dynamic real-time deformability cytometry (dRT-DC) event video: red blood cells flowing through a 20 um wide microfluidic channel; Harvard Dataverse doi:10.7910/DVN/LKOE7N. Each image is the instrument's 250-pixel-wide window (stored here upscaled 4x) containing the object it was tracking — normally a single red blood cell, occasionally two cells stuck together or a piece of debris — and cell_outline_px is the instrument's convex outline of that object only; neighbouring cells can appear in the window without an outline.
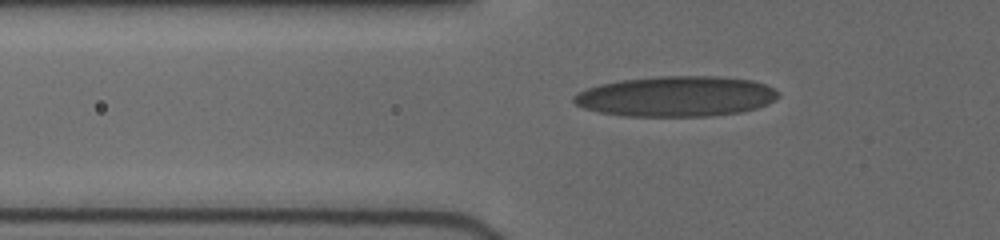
{"species": "human", "species_latin": "Homo sapiens", "temperature_condition": "cold", "stored_images_in_passage": 26, "camera_frame_rate_fps": 3000, "um_per_image_px": 0.085, "donor": {"sex": "female"}, "frame": {"image": 1, "passage_image": 11, "time_ms": 3.333, "image_size_px": [1000, 240], "cell_outline_px": [[780, 96], [756, 108], [740, 112], [708, 116], [624, 116], [600, 112], [584, 108], [576, 104], [572, 100], [572, 96], [588, 88], [600, 84], [620, 80], [660, 76], [716, 76], [752, 80], [764, 84], [780, 92]], "centroid_in_image_um": [57.46, 8.19], "position_along_channel_um": 68.3, "area_um2": 47.92}}
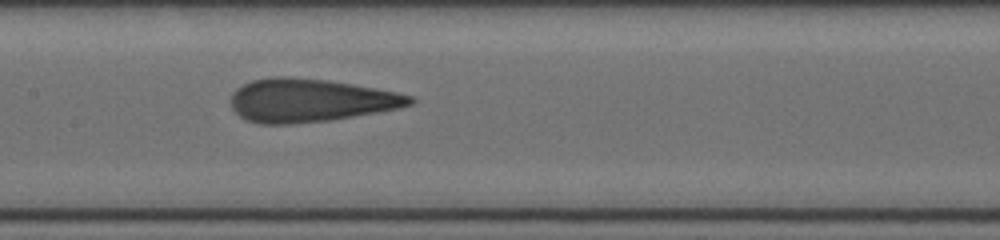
{"frame": {"image": 2, "passage_image": 20, "time_ms": 6.333, "image_size_px": [1000, 240], "cell_outline_px": [[416, 100], [412, 104], [396, 108], [376, 112], [332, 120], [288, 124], [260, 124], [248, 120], [240, 116], [232, 108], [232, 92], [236, 88], [252, 80], [276, 76], [288, 76], [328, 80], [376, 88], [396, 92], [412, 96]], "centroid_in_image_um": [26.35, 8.52], "position_along_channel_um": 181.1, "area_um2": 44.91}}
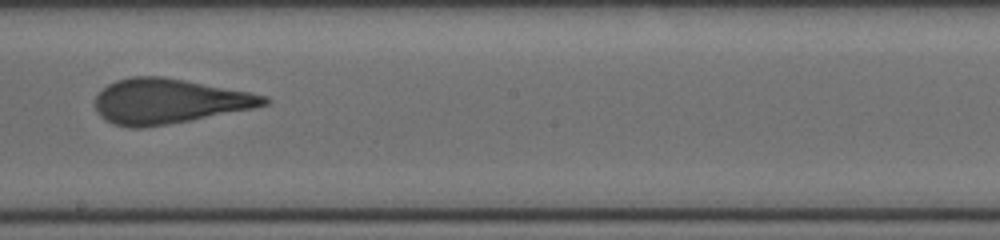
{"frame": {"image": 3, "passage_image": 24, "time_ms": 7.667, "image_size_px": [1000, 240], "cell_outline_px": [[272, 100], [268, 104], [252, 108], [188, 120], [144, 128], [128, 128], [112, 124], [104, 120], [96, 112], [92, 104], [96, 96], [108, 84], [116, 80], [132, 76], [164, 76], [248, 92], [268, 96]], "centroid_in_image_um": [14.27, 8.6], "position_along_channel_um": 233.9, "area_um2": 44.16}}